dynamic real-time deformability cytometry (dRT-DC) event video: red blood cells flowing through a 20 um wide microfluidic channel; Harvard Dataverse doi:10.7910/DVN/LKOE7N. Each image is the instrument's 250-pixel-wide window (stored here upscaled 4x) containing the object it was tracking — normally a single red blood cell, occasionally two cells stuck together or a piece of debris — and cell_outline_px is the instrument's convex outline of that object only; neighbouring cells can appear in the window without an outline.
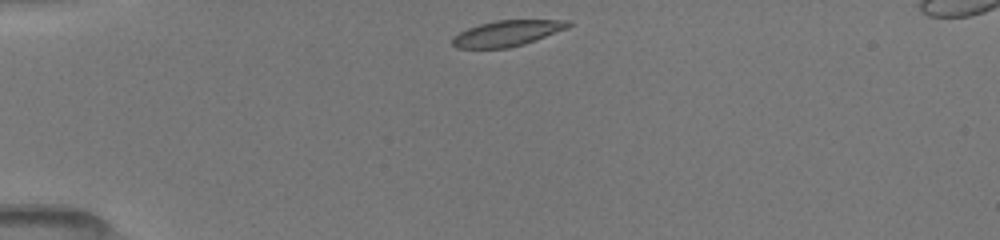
{"species": "common noctule bat (a hibernating species)", "species_latin": "Nyctalus noctula", "temperature_condition": "room temperature", "stored_images_in_passage": 39, "camera_frame_rate_fps": 3000, "um_per_image_px": 0.085, "animal": {"sex": "female", "body_mass_g": 19.5, "forearm_length_mm": 54.1}, "frame": {"image": 1, "passage_image": 1, "time_ms": 0.0, "image_size_px": [1000, 240], "cell_outline_px": [[572, 24], [568, 28], [536, 40], [524, 44], [508, 48], [456, 48], [452, 44], [452, 36], [468, 28], [480, 24], [496, 20], [572, 20]], "centroid_in_image_um": [43.12, 2.83], "position_along_channel_um": 41.9, "area_um2": 17.46}}
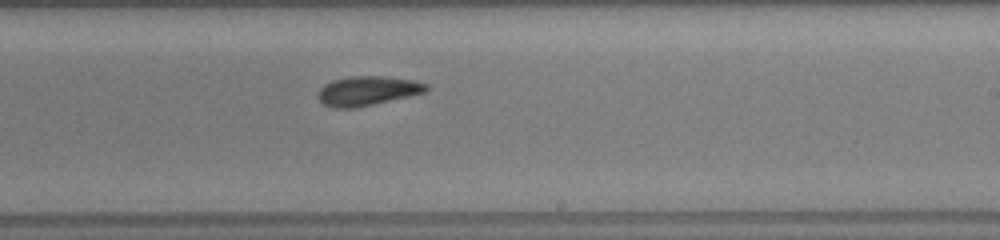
{"frame": {"image": 2, "passage_image": 20, "time_ms": 6.333, "image_size_px": [1000, 240], "cell_outline_px": [[428, 88], [424, 92], [408, 96], [356, 108], [332, 108], [324, 104], [316, 96], [316, 92], [324, 84], [332, 80], [348, 76], [380, 76], [416, 80], [428, 84]], "centroid_in_image_um": [31.18, 7.71], "position_along_channel_um": 257.8, "area_um2": 18.61}}
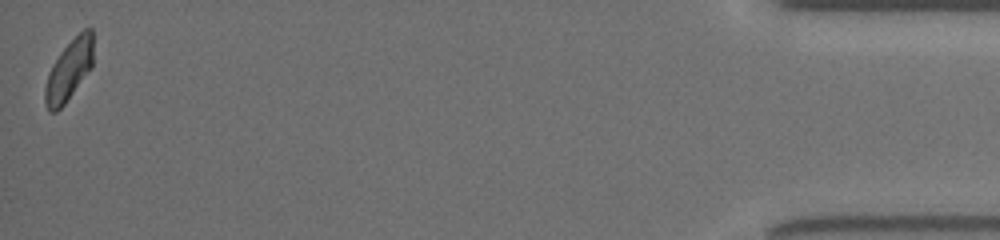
{"frame": {"image": 3, "passage_image": 39, "time_ms": 12.667, "image_size_px": [1000, 240], "cell_outline_px": [[92, 68], [64, 104], [56, 112], [48, 112], [44, 104], [44, 88], [48, 72], [52, 64], [60, 52], [84, 28], [92, 28]], "centroid_in_image_um": [5.83, 6.01], "position_along_channel_um": 429.4, "area_um2": 17.05}, "authors_computed_cell_mechanics": {"area_um2": 18.2648, "velocity_mm_per_s": 4.0187, "shape_relaxation_time_tau1_ms": 3.5524, "shape_relaxation_time_tau2_ms": 5.8911, "deformation_change_tau1": 0.1207, "deformation_change_tau2": 0.1225}}